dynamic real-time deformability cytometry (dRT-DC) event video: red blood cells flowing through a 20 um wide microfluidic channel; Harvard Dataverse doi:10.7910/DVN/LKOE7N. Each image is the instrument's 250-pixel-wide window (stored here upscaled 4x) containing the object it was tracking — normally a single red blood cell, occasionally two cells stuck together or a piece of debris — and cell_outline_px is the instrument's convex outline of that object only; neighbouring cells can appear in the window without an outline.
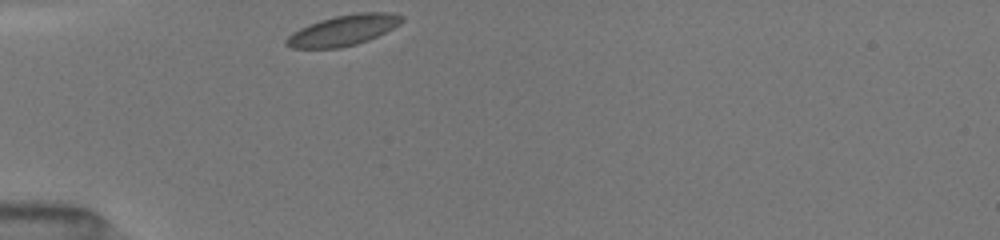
{"species": "common noctule bat (a hibernating species)", "species_latin": "Nyctalus noctula", "temperature_condition": "room temperature", "stored_images_in_passage": 29, "camera_frame_rate_fps": 3000, "um_per_image_px": 0.085, "animal": {"sex": "female", "body_mass_g": 19.5, "forearm_length_mm": 54.1}, "frame": {"image": 1, "passage_image": 1, "time_ms": 0.0, "image_size_px": [1000, 240], "cell_outline_px": [[404, 20], [400, 24], [368, 40], [356, 44], [340, 48], [292, 48], [284, 44], [284, 40], [292, 32], [308, 24], [320, 20], [336, 16], [356, 12], [388, 12], [404, 16]], "centroid_in_image_um": [29.16, 2.57], "position_along_channel_um": 55.8, "area_um2": 20.58}}
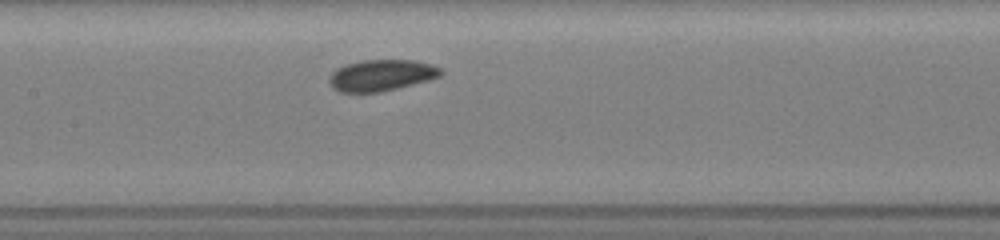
{"frame": {"image": 2, "passage_image": 11, "time_ms": 3.333, "image_size_px": [1000, 240], "cell_outline_px": [[444, 72], [440, 76], [428, 80], [380, 92], [340, 92], [332, 88], [328, 80], [328, 76], [336, 68], [360, 60], [416, 60], [440, 68]], "centroid_in_image_um": [32.37, 6.4], "position_along_channel_um": 175.0, "area_um2": 20.29}}
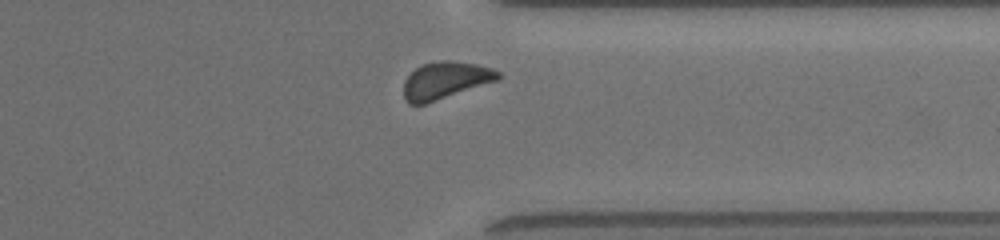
{"frame": {"image": 3, "passage_image": 26, "time_ms": 8.333, "image_size_px": [1000, 240], "cell_outline_px": [[500, 76], [496, 80], [424, 104], [408, 104], [404, 100], [404, 80], [416, 68], [424, 64], [440, 60], [452, 60], [476, 64], [492, 68], [500, 72]], "centroid_in_image_um": [37.82, 6.82], "position_along_channel_um": 373.6, "area_um2": 20.06}, "authors_computed_cell_mechanics": {"area_um2": 20.2878, "velocity_mm_per_s": 3.9815, "shape_relaxation_time_tau1_ms": null, "shape_relaxation_time_tau2_ms": 6.14, "deformation_change_tau1": null, "deformation_change_tau2": 0.0914}}